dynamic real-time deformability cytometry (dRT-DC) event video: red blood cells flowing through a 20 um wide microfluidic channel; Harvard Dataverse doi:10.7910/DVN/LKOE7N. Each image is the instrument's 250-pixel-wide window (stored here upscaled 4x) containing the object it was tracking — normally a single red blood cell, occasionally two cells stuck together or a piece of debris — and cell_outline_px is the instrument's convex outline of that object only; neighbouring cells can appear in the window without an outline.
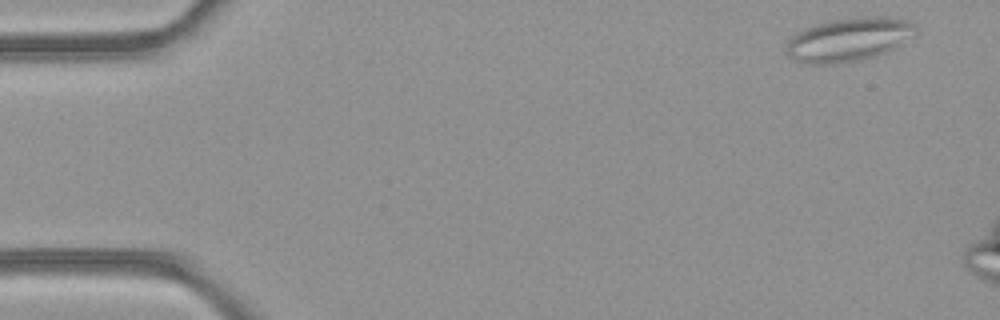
{"species": "common noctule bat (a hibernating species)", "species_latin": "Nyctalus noctula", "temperature_condition": "room temperature", "stored_images_in_passage": 4, "camera_frame_rate_fps": 3000, "um_per_image_px": 0.085, "animal": {"sex": "female", "body_mass_g": 21.9}, "frame": {"image": 1, "passage_image": 1, "time_ms": 0.0, "image_size_px": [1000, 320], "cell_outline_px": [[920, 28], [916, 36], [896, 48], [888, 52], [876, 56], [860, 60], [836, 64], [812, 64], [792, 60], [788, 56], [784, 48], [788, 40], [792, 36], [804, 28], [832, 20], [860, 16], [888, 16], [908, 20], [916, 24]], "centroid_in_image_um": [72.22, 3.35], "position_along_channel_um": 12.8, "area_um2": 33.76}}